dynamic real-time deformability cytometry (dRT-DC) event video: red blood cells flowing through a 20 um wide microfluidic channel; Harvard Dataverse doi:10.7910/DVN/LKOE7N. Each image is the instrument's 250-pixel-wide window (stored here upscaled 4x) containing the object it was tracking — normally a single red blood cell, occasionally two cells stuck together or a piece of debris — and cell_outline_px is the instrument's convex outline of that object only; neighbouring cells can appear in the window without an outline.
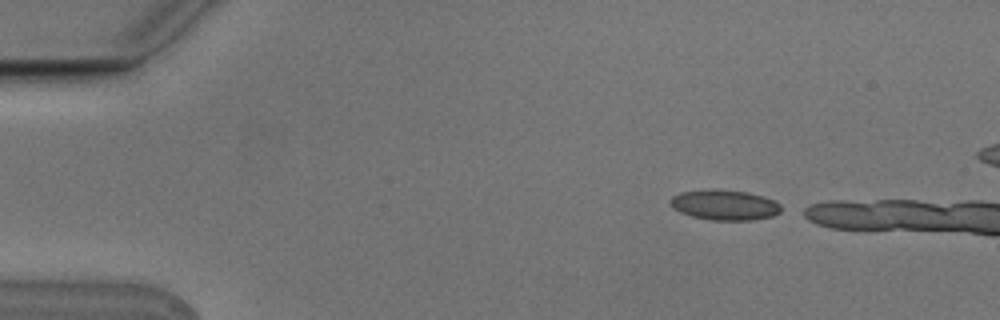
{"species": "Egyptian fruit bat (a non-hibernating species)", "species_latin": "Rousettus aegyptiacus", "temperature_condition": "cold", "stored_images_in_passage": 2, "camera_frame_rate_fps": 3000, "um_per_image_px": 0.085, "animal": {"sex": "male"}, "frame": {"image": 1, "passage_image": 1, "time_ms": 0.0, "image_size_px": [1000, 320], "cell_outline_px": [[780, 212], [772, 216], [752, 220], [708, 220], [692, 216], [680, 212], [672, 208], [668, 204], [668, 200], [672, 196], [680, 192], [748, 192], [764, 196], [780, 204]], "centroid_in_image_um": [61.57, 17.47], "position_along_channel_um": 23.4, "area_um2": 18.84}}